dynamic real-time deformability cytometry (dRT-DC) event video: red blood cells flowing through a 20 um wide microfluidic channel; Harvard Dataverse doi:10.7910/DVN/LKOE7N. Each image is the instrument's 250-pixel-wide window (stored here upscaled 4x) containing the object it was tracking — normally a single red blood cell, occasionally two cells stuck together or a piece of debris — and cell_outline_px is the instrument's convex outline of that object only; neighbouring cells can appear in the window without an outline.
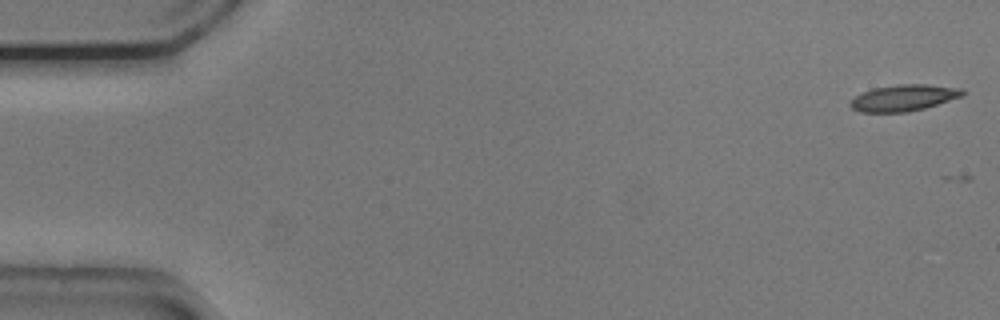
{"species": "common noctule bat (a hibernating species)", "species_latin": "Nyctalus noctula", "temperature_condition": "cold", "stored_images_in_passage": 4, "camera_frame_rate_fps": 3000, "um_per_image_px": 0.085, "animal": {"sex": "male", "body_mass_g": 20.5, "forearm_length_mm": 52.5}, "frame": {"image": 1, "passage_image": 1, "time_ms": 0.0, "image_size_px": [1000, 320], "cell_outline_px": [[968, 92], [964, 96], [924, 108], [908, 112], [860, 112], [852, 108], [848, 104], [856, 96], [872, 88], [896, 84], [928, 84], [960, 88]], "centroid_in_image_um": [76.85, 8.31], "position_along_channel_um": 8.1, "area_um2": 17.34}}